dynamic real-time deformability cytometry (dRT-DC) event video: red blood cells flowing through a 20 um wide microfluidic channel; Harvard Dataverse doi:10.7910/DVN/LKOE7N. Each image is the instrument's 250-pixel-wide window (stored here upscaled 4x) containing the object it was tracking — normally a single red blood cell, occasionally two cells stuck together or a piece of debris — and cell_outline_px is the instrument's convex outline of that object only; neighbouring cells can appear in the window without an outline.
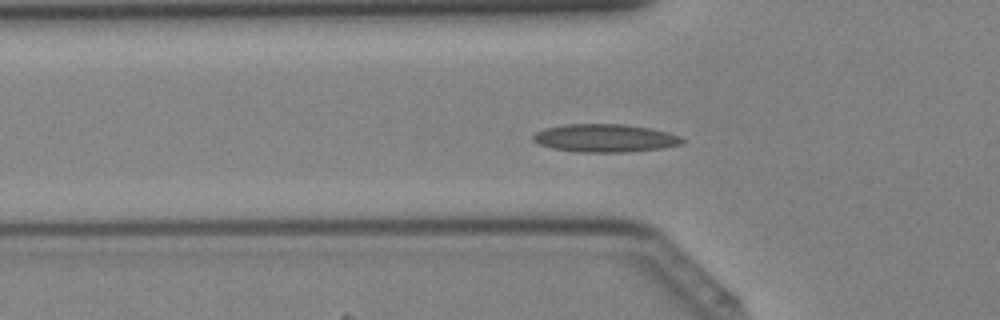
{"species": "Egyptian fruit bat (a non-hibernating species)", "species_latin": "Rousettus aegyptiacus", "temperature_condition": "cold", "stored_images_in_passage": 42, "segment_of_instrument_passage": [1, 2], "camera_frame_rate_fps": 3000, "um_per_image_px": 0.085, "animal": {"sex": "female"}, "frame": {"image": 1, "passage_image": 13, "time_ms": 4.0, "image_size_px": [1000, 320], "cell_outline_px": [[684, 144], [660, 148], [628, 152], [580, 152], [552, 148], [540, 144], [532, 140], [532, 136], [536, 132], [544, 128], [564, 124], [628, 124], [652, 128], [680, 136], [684, 140]], "centroid_in_image_um": [51.43, 11.73], "position_along_channel_um": 74.4, "area_um2": 24.45}}
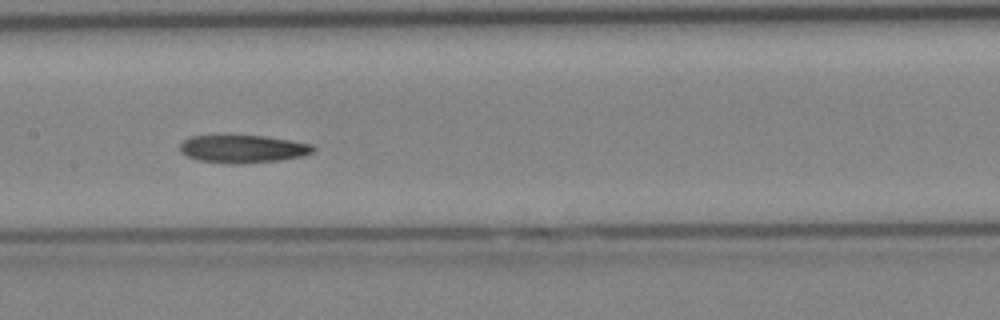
{"frame": {"image": 2, "passage_image": 20, "time_ms": 6.333, "image_size_px": [1000, 320], "cell_outline_px": [[316, 148], [312, 152], [304, 156], [280, 160], [240, 164], [232, 164], [196, 160], [180, 152], [180, 144], [188, 136], [264, 136], [292, 140], [312, 144]], "centroid_in_image_um": [20.66, 12.66], "position_along_channel_um": 186.7, "area_um2": 21.68}}
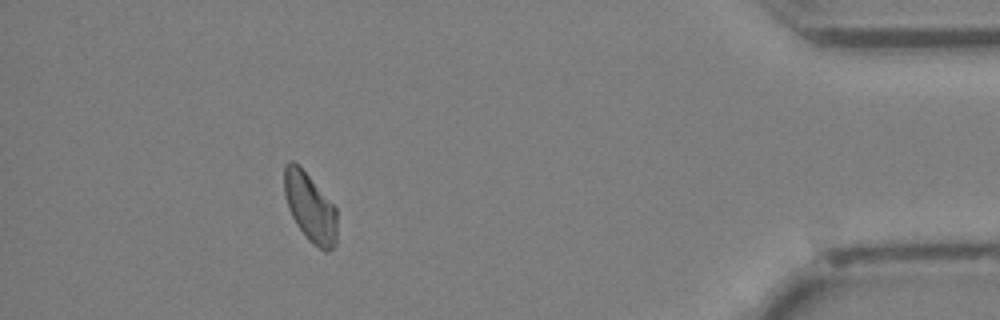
{"frame": {"image": 3, "passage_image": 37, "time_ms": 12.0, "image_size_px": [1000, 320], "cell_outline_px": [[336, 244], [328, 252], [324, 252], [312, 244], [308, 240], [296, 224], [288, 208], [284, 192], [284, 164], [288, 160], [292, 160], [308, 176], [336, 208]], "centroid_in_image_um": [26.34, 17.67], "position_along_channel_um": 408.9, "area_um2": 20.92}}